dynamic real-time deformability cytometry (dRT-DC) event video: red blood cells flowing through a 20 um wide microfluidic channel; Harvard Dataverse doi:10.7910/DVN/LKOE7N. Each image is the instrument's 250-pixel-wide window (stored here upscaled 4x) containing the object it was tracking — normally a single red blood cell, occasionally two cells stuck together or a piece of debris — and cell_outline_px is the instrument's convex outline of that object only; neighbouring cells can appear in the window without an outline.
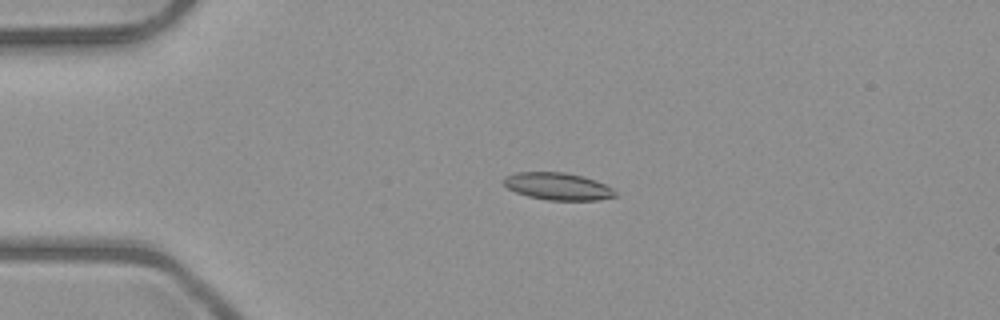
{"species": "common noctule bat (a hibernating species)", "species_latin": "Nyctalus noctula", "temperature_condition": "room temperature", "stored_images_in_passage": 52, "camera_frame_rate_fps": 3000, "um_per_image_px": 0.085, "animal": {"sex": "male", "body_mass_g": 23.1, "forearm_length_mm": 52.7}, "frame": {"image": 1, "passage_image": 12, "time_ms": 3.667, "image_size_px": [1000, 320], "cell_outline_px": [[616, 196], [596, 200], [548, 200], [528, 196], [516, 192], [508, 188], [504, 184], [504, 180], [508, 176], [516, 172], [564, 172], [596, 180], [612, 188], [616, 192]], "centroid_in_image_um": [47.43, 15.84], "position_along_channel_um": 37.6, "area_um2": 17.46}}
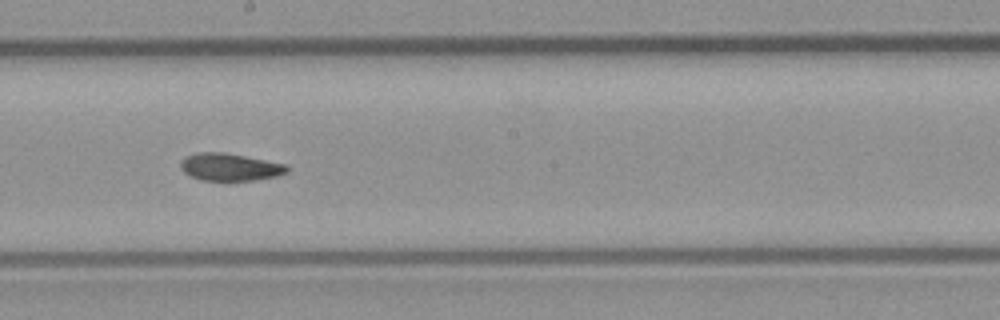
{"frame": {"image": 2, "passage_image": 29, "time_ms": 9.333, "image_size_px": [1000, 320], "cell_outline_px": [[288, 172], [276, 176], [256, 180], [200, 180], [184, 172], [180, 168], [180, 160], [184, 156], [196, 152], [220, 152], [244, 156], [288, 164]], "centroid_in_image_um": [19.52, 14.19], "position_along_channel_um": 228.7, "area_um2": 17.05}}
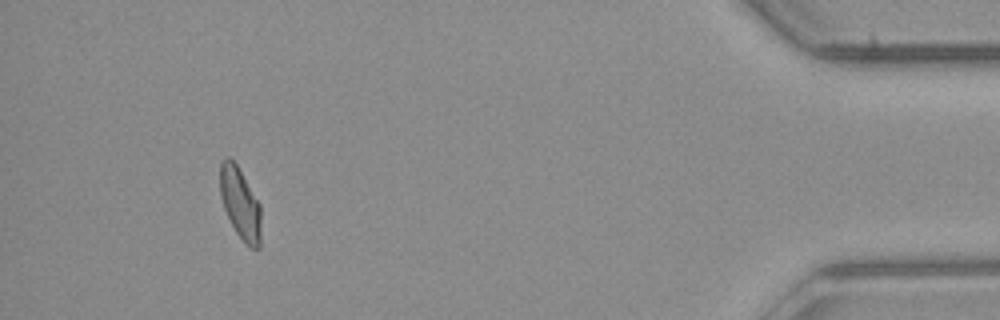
{"frame": {"image": 3, "passage_image": 48, "time_ms": 15.667, "image_size_px": [1000, 320], "cell_outline_px": [[260, 248], [248, 248], [244, 244], [236, 232], [224, 208], [220, 196], [220, 160], [224, 156], [228, 156], [236, 164], [260, 204]], "centroid_in_image_um": [20.4, 17.29], "position_along_channel_um": 414.8, "area_um2": 17.05}, "authors_computed_cell_mechanics": {"area_um2": 17.3689, "velocity_mm_per_s": 4.0159, "shape_relaxation_time_tau1_ms": 5.2844, "shape_relaxation_time_tau2_ms": 2.7131, "deformation_change_tau1": 0.1532, "deformation_change_tau2": 0.0554}}